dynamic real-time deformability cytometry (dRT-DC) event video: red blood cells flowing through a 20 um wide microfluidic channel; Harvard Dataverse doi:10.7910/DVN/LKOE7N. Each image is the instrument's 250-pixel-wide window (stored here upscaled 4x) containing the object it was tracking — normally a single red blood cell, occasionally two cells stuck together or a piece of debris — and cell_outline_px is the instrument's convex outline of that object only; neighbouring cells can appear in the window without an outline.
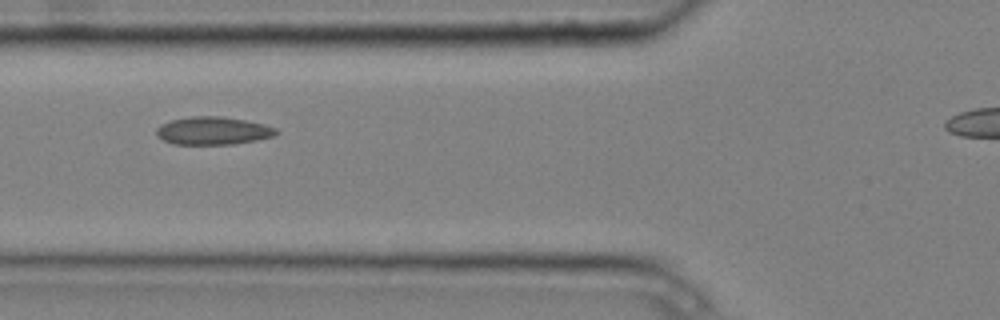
{"species": "common noctule bat (a hibernating species)", "species_latin": "Nyctalus noctula", "temperature_condition": "cold", "stored_images_in_passage": 5, "camera_frame_rate_fps": 3000, "um_per_image_px": 0.085, "animal": {"sex": "male", "body_mass_g": 20.4}, "frame": {"image": 1, "passage_image": 3, "time_ms": 0.667, "image_size_px": [1000, 320], "cell_outline_px": [[280, 132], [276, 136], [236, 144], [172, 144], [156, 136], [156, 128], [160, 124], [172, 120], [192, 116], [220, 116], [244, 120], [264, 124], [276, 128]], "centroid_in_image_um": [18.12, 11.12], "position_along_channel_um": 107.7, "area_um2": 19.59}}
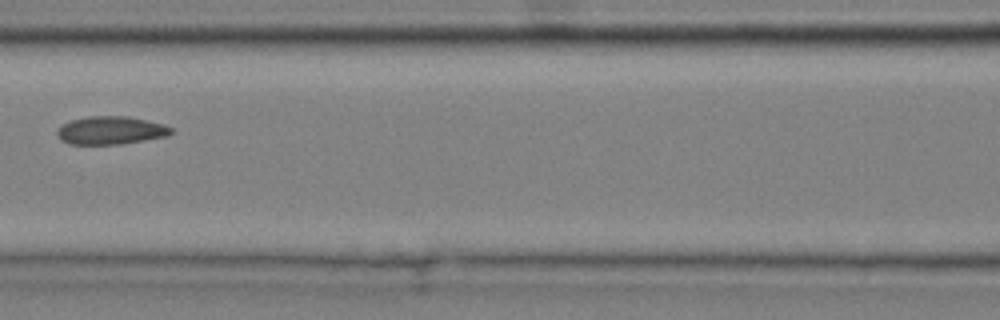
{"frame": {"image": 2, "passage_image": 4, "time_ms": 1.0, "image_size_px": [1000, 320], "cell_outline_px": [[176, 132], [168, 136], [120, 144], [68, 144], [60, 140], [56, 132], [56, 128], [72, 120], [88, 116], [128, 116], [164, 124], [172, 128]], "centroid_in_image_um": [9.43, 11.08], "position_along_channel_um": 157.2, "area_um2": 18.79}}
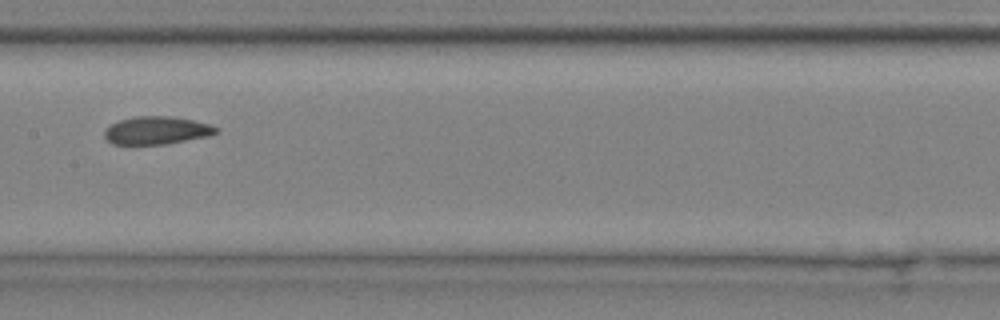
{"frame": {"image": 3, "passage_image": 5, "time_ms": 1.333, "image_size_px": [1000, 320], "cell_outline_px": [[220, 132], [208, 136], [168, 144], [112, 144], [104, 136], [104, 132], [112, 124], [120, 120], [136, 116], [172, 116], [192, 120], [208, 124], [220, 128]], "centroid_in_image_um": [13.36, 11.09], "position_along_channel_um": 194.0, "area_um2": 18.09}}